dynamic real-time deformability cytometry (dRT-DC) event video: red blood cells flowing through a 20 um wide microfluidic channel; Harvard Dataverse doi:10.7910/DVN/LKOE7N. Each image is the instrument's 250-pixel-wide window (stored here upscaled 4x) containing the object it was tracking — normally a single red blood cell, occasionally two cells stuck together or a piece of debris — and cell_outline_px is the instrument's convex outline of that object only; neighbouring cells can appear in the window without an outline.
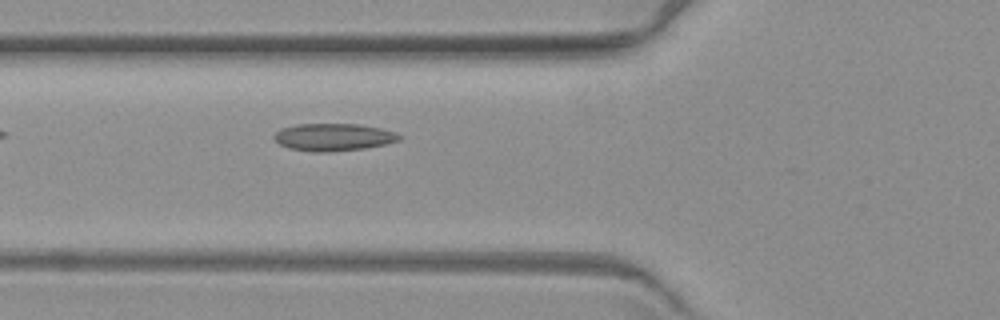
{"species": "common noctule bat (a hibernating species)", "species_latin": "Nyctalus noctula", "temperature_condition": "warm", "stored_images_in_passage": 3, "camera_frame_rate_fps": 3000, "um_per_image_px": 0.085, "animal": {"sex": "female", "body_mass_g": 19.3, "forearm_length_mm": 54.1}, "frame": {"image": 1, "passage_image": 3, "time_ms": 3.333, "image_size_px": [1000, 320], "cell_outline_px": [[400, 140], [384, 144], [364, 148], [328, 152], [312, 152], [288, 148], [280, 144], [272, 136], [280, 128], [296, 124], [360, 124], [380, 128], [396, 132], [400, 136]], "centroid_in_image_um": [28.31, 11.65], "position_along_channel_um": 97.5, "area_um2": 20.0}}